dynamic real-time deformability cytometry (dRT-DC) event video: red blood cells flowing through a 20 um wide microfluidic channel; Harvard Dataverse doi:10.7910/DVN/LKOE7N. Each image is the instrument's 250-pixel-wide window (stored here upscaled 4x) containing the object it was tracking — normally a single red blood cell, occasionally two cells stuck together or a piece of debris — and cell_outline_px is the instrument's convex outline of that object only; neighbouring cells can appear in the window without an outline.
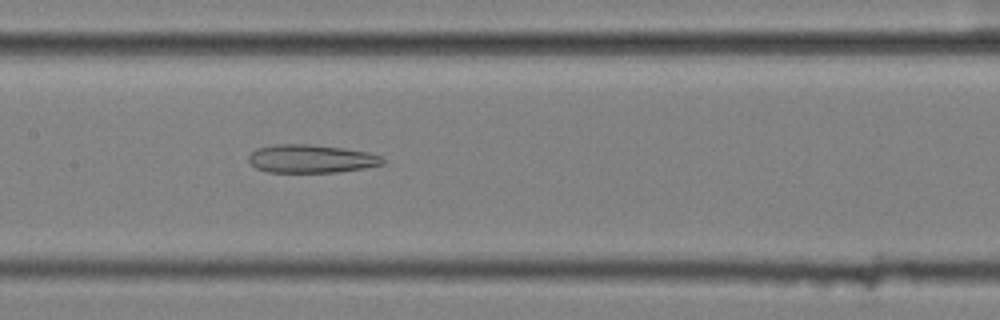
{"species": "common noctule bat (a hibernating species)", "species_latin": "Nyctalus noctula", "temperature_condition": "cold", "stored_images_in_passage": 50, "camera_frame_rate_fps": 3000, "um_per_image_px": 0.085, "animal": {"sex": "female", "body_mass_g": 25.1}, "frame": {"image": 1, "passage_image": 21, "time_ms": 6.667, "image_size_px": [1000, 320], "cell_outline_px": [[384, 164], [364, 168], [336, 172], [268, 172], [256, 168], [248, 160], [248, 156], [256, 148], [276, 144], [308, 144], [344, 148], [368, 152], [380, 156], [384, 160]], "centroid_in_image_um": [26.43, 13.49], "position_along_channel_um": 181.0, "area_um2": 22.02}}
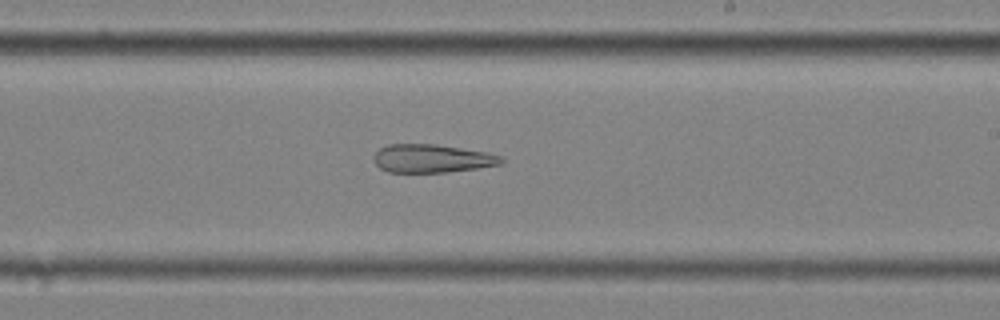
{"frame": {"image": 2, "passage_image": 27, "time_ms": 8.667, "image_size_px": [1000, 320], "cell_outline_px": [[504, 160], [500, 164], [476, 168], [448, 172], [388, 172], [380, 168], [376, 164], [372, 156], [380, 148], [388, 144], [436, 144], [488, 152], [504, 156]], "centroid_in_image_um": [36.72, 13.46], "position_along_channel_um": 252.3, "area_um2": 21.1}}
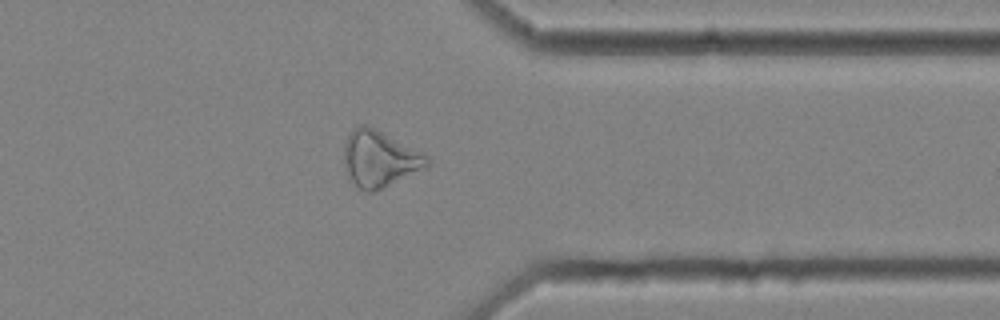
{"frame": {"image": 3, "passage_image": 38, "time_ms": 12.333, "image_size_px": [1000, 320], "cell_outline_px": [[432, 164], [384, 188], [372, 192], [364, 192], [352, 180], [348, 172], [344, 160], [344, 144], [348, 136], [360, 124], [364, 124], [376, 128], [428, 156]], "centroid_in_image_um": [32.28, 13.5], "position_along_channel_um": 379.1, "area_um2": 26.82}, "authors_computed_cell_mechanics": {"area_um2": 27.5128, "velocity_mm_per_s": 3.5839, "shape_relaxation_time_tau1_ms": null, "shape_relaxation_time_tau2_ms": 6.6798, "deformation_change_tau1": null, "deformation_change_tau2": 0.1917}}